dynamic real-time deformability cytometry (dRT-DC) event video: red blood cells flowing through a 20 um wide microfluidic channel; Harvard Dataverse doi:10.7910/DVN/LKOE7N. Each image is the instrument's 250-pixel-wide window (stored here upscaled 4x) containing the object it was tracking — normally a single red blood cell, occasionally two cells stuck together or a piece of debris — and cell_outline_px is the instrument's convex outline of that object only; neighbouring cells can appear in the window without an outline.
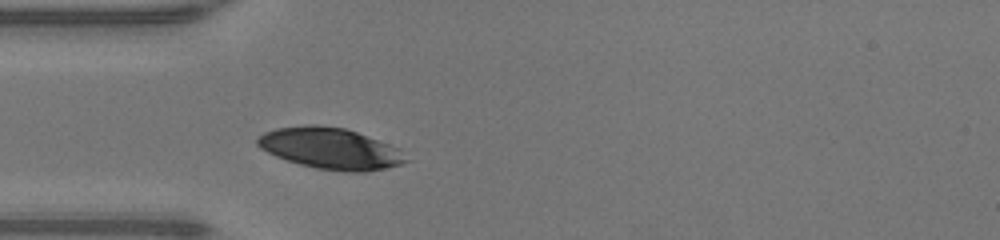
{"species": "human", "species_latin": "Homo sapiens", "temperature_condition": "warm", "stored_images_in_passage": 26, "camera_frame_rate_fps": 3000, "um_per_image_px": 0.085, "donor": {"sex": "male"}, "frame": {"image": 1, "passage_image": 1, "time_ms": 0.0, "image_size_px": [1000, 240], "cell_outline_px": [[412, 160], [400, 164], [384, 168], [364, 172], [344, 172], [316, 168], [300, 164], [276, 156], [260, 148], [256, 144], [256, 140], [264, 132], [276, 128], [304, 124], [316, 124], [344, 128], [356, 132], [400, 148]], "centroid_in_image_um": [28.11, 12.62], "position_along_channel_um": 56.9, "area_um2": 35.78}}
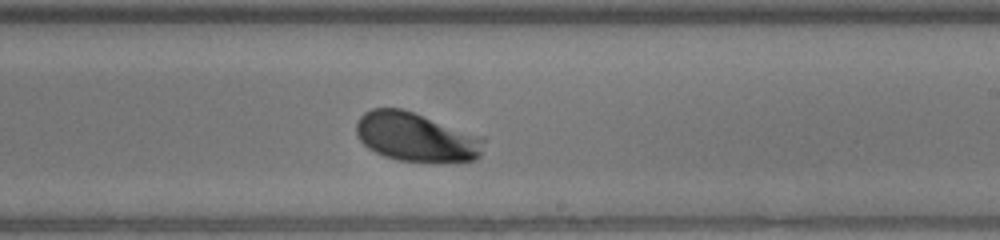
{"frame": {"image": 2, "passage_image": 15, "time_ms": 4.667, "image_size_px": [1000, 240], "cell_outline_px": [[488, 136], [480, 156], [476, 160], [456, 164], [396, 160], [384, 156], [368, 148], [360, 140], [356, 132], [356, 124], [360, 116], [364, 112], [372, 108], [400, 108]], "centroid_in_image_um": [35.49, 11.68], "position_along_channel_um": 253.5, "area_um2": 37.63}}
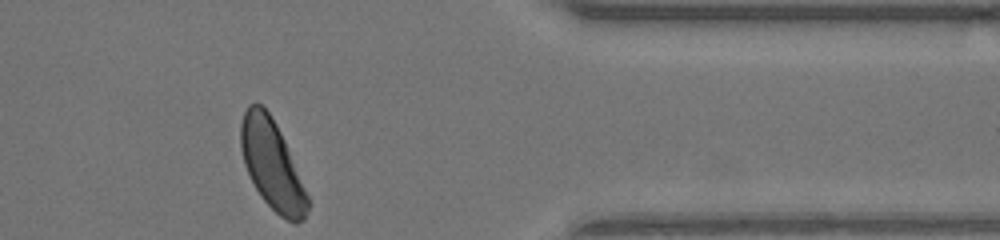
{"frame": {"image": 3, "passage_image": 26, "time_ms": 8.333, "image_size_px": [1000, 240], "cell_outline_px": [[308, 212], [304, 220], [296, 224], [292, 224], [280, 216], [260, 196], [244, 164], [240, 144], [240, 124], [244, 112], [248, 104], [260, 104], [268, 112], [276, 124], [284, 140], [308, 196]], "centroid_in_image_um": [23.11, 14.03], "position_along_channel_um": 388.3, "area_um2": 34.28}, "authors_computed_cell_mechanics": {"area_um2": 35.7204, "velocity_mm_per_s": 4.2765, "shape_relaxation_time_tau1_ms": 1.0645, "shape_relaxation_time_tau2_ms": null, "deformation_change_tau1": 0.0879, "deformation_change_tau2": null}}